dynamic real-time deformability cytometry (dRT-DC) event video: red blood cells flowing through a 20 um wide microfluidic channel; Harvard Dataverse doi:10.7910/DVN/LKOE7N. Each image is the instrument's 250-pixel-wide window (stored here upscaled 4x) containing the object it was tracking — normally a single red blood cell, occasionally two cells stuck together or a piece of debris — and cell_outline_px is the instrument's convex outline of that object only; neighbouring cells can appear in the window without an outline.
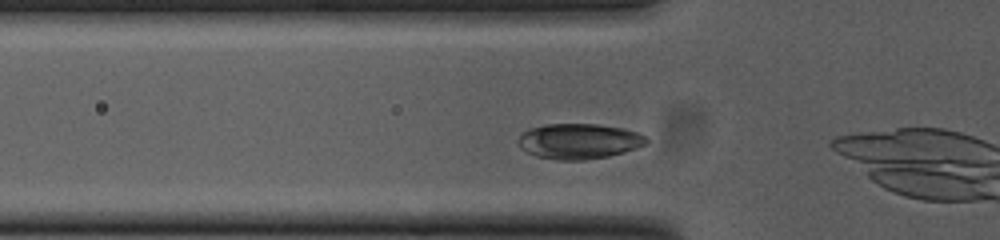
{"species": "common noctule bat (a hibernating species)", "species_latin": "Nyctalus noctula", "temperature_condition": "cold", "stored_images_in_passage": 34, "camera_frame_rate_fps": 3000, "um_per_image_px": 0.085, "animal": {"sex": "female", "body_mass_g": 23.0, "forearm_length_mm": 53.4}, "frame": {"image": 1, "passage_image": 6, "time_ms": 1.667, "image_size_px": [1000, 240], "cell_outline_px": [[648, 144], [624, 152], [608, 156], [584, 160], [556, 160], [536, 156], [520, 148], [516, 140], [524, 132], [532, 128], [548, 124], [600, 124], [624, 128], [636, 132], [644, 136], [648, 140]], "centroid_in_image_um": [49.22, 12.01], "position_along_channel_um": 76.6, "area_um2": 26.41}}
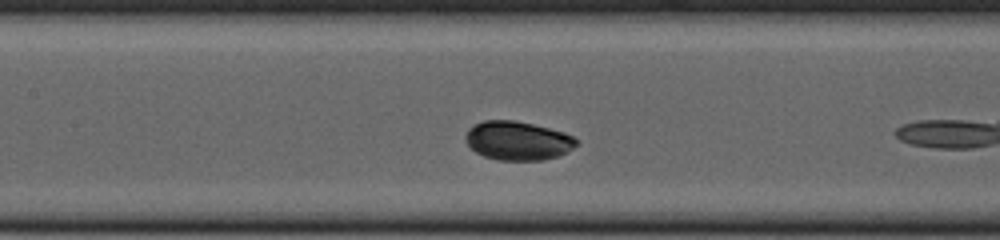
{"frame": {"image": 2, "passage_image": 13, "time_ms": 4.0, "image_size_px": [1000, 240], "cell_outline_px": [[580, 144], [556, 156], [544, 160], [500, 160], [484, 156], [476, 152], [464, 140], [464, 136], [468, 128], [472, 124], [484, 120], [516, 120], [564, 132], [580, 140]], "centroid_in_image_um": [43.99, 11.94], "position_along_channel_um": 163.4, "area_um2": 25.2}}
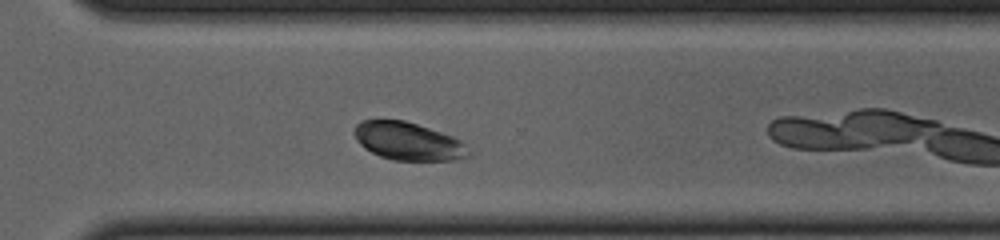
{"frame": {"image": 3, "passage_image": 27, "time_ms": 8.667, "image_size_px": [1000, 240], "cell_outline_px": [[468, 156], [456, 160], [392, 160], [380, 156], [364, 148], [356, 140], [352, 132], [356, 124], [360, 120], [404, 120], [452, 136], [460, 140], [464, 144], [468, 152]], "centroid_in_image_um": [34.63, 12.0], "position_along_channel_um": 336.0, "area_um2": 25.09}, "authors_computed_cell_mechanics": {"area_um2": 25.2875, "velocity_mm_per_s": 3.6979, "shape_relaxation_time_tau1_ms": 1.9347, "shape_relaxation_time_tau2_ms": null, "deformation_change_tau1": 0.08, "deformation_change_tau2": null}}